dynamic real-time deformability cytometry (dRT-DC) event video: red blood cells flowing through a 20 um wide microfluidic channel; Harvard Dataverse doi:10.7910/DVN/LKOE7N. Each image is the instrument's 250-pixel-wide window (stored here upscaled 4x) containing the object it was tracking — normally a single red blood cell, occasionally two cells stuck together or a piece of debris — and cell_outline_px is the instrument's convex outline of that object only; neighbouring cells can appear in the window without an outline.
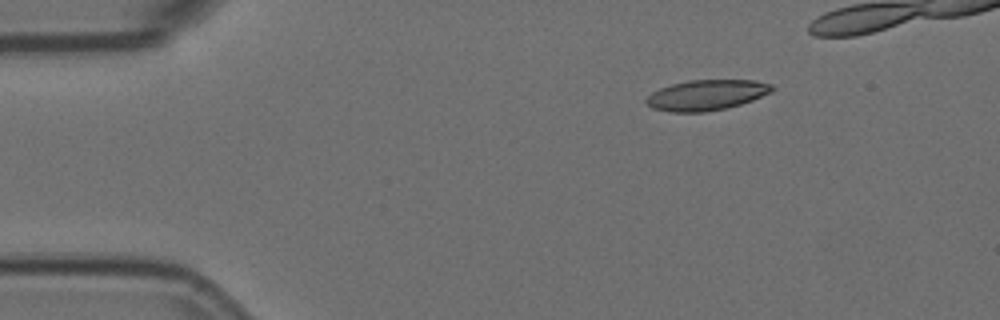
{"species": "Egyptian fruit bat (a non-hibernating species)", "species_latin": "Rousettus aegyptiacus", "temperature_condition": "room temperature", "stored_images_in_passage": 4, "camera_frame_rate_fps": 3000, "um_per_image_px": 0.085, "animal": {"sex": "female"}, "frame": {"image": 1, "passage_image": 1, "time_ms": 0.0, "image_size_px": [1000, 320], "cell_outline_px": [[776, 88], [772, 92], [752, 100], [740, 104], [724, 108], [704, 112], [672, 112], [652, 108], [644, 100], [652, 92], [660, 88], [672, 84], [688, 80], [752, 80], [772, 84]], "centroid_in_image_um": [60.06, 8.07], "position_along_channel_um": 24.9, "area_um2": 22.25}}